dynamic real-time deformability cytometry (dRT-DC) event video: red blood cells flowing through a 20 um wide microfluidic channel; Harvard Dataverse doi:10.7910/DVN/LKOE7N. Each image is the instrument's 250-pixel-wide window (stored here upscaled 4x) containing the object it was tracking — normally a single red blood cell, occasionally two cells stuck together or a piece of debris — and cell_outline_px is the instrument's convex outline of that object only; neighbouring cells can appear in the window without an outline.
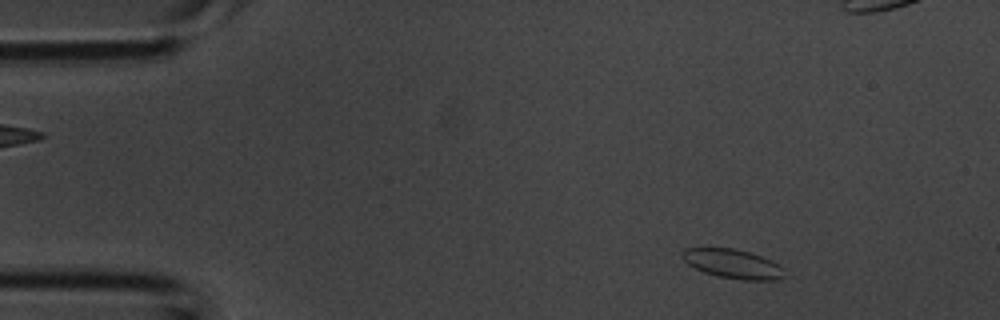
{"species": "common noctule bat (a hibernating species)", "species_latin": "Nyctalus noctula", "temperature_condition": "room temperature", "stored_images_in_passage": 4, "camera_frame_rate_fps": 3000, "um_per_image_px": 0.085, "animal": {"sex": "male", "body_mass_g": 20.1, "forearm_length_mm": 53.5}, "frame": {"image": 1, "passage_image": 1, "time_ms": 0.0, "image_size_px": [1000, 320], "cell_outline_px": [[784, 276], [780, 280], [744, 280], [720, 276], [704, 272], [688, 264], [680, 256], [680, 252], [684, 248], [736, 248], [772, 260], [780, 264], [784, 268]], "centroid_in_image_um": [62.3, 22.42], "position_along_channel_um": 22.7, "area_um2": 17.46}}